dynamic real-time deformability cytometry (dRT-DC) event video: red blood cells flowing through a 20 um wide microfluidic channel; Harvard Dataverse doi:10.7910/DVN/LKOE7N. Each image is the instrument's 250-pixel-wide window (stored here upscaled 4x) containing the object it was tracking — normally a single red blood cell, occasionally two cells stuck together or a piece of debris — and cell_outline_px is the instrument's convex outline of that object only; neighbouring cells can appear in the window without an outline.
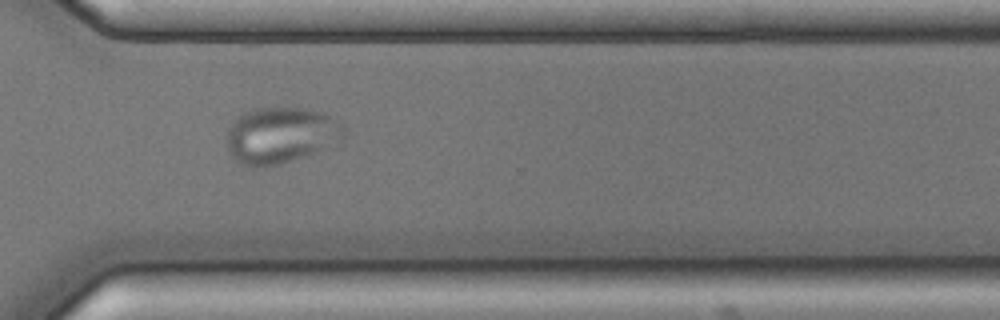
{"species": "common noctule bat (a hibernating species)", "species_latin": "Nyctalus noctula", "temperature_condition": "cold", "stored_images_in_passage": 56, "camera_frame_rate_fps": 3000, "um_per_image_px": 0.085, "animal": {"sex": "male", "body_mass_g": 17.9, "forearm_length_mm": 54.2}, "frame": {"image": 1, "passage_image": 40, "time_ms": 13.0, "image_size_px": [1000, 320], "cell_outline_px": [[344, 136], [312, 152], [280, 164], [252, 168], [236, 160], [232, 156], [228, 148], [228, 128], [244, 112], [256, 108], [304, 108], [320, 112], [328, 116], [340, 124], [344, 128]], "centroid_in_image_um": [23.79, 11.49], "position_along_channel_um": 346.8, "area_um2": 37.11}}